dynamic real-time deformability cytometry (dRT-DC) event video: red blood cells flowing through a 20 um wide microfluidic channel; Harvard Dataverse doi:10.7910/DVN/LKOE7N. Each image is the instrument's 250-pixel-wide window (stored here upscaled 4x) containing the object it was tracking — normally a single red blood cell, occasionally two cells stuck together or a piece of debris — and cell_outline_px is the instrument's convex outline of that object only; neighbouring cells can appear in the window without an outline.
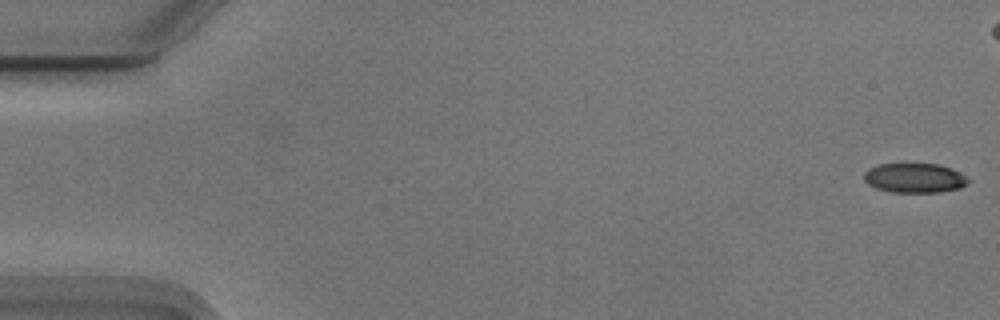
{"species": "Egyptian fruit bat (a non-hibernating species)", "species_latin": "Rousettus aegyptiacus", "temperature_condition": "cold", "stored_images_in_passage": 49, "camera_frame_rate_fps": 3000, "um_per_image_px": 0.085, "animal": {"sex": "male"}, "frame": {"image": 1, "passage_image": 1, "time_ms": 0.0, "image_size_px": [1000, 320], "cell_outline_px": [[972, 180], [968, 184], [960, 188], [940, 192], [892, 192], [876, 188], [868, 184], [864, 180], [864, 172], [868, 168], [880, 164], [940, 164], [952, 168], [960, 172]], "centroid_in_image_um": [77.78, 15.12], "position_along_channel_um": 7.2, "area_um2": 18.15}}
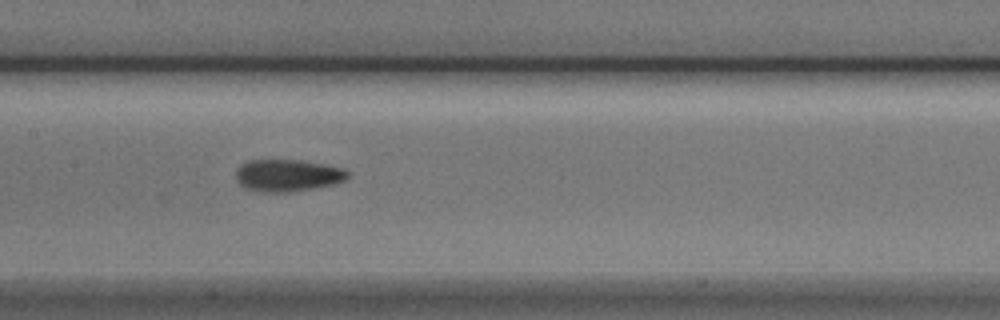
{"frame": {"image": 2, "passage_image": 27, "time_ms": 8.667, "image_size_px": [1000, 320], "cell_outline_px": [[348, 176], [344, 180], [332, 184], [312, 188], [288, 192], [260, 192], [244, 188], [236, 180], [236, 168], [240, 164], [248, 160], [300, 160], [324, 164], [344, 168], [348, 172]], "centroid_in_image_um": [24.39, 14.9], "position_along_channel_um": 183.0, "area_um2": 20.92}}
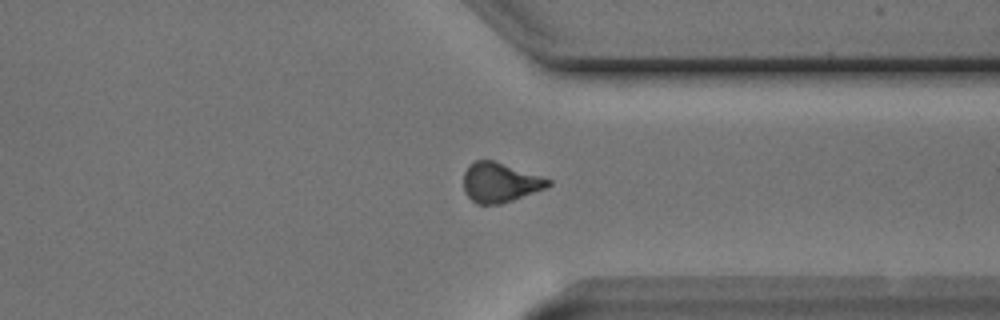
{"frame": {"image": 3, "passage_image": 42, "time_ms": 13.667, "image_size_px": [1000, 320], "cell_outline_px": [[552, 184], [544, 188], [512, 200], [500, 204], [476, 204], [464, 192], [464, 172], [468, 164], [476, 160], [492, 160], [552, 180]], "centroid_in_image_um": [42.45, 15.51], "position_along_channel_um": 368.9, "area_um2": 19.25}, "authors_computed_cell_mechanics": {"area_um2": 19.652, "velocity_mm_per_s": 3.7427, "shape_relaxation_time_tau1_ms": 3.6481, "shape_relaxation_time_tau2_ms": 4.6432, "deformation_change_tau1": 0.1028, "deformation_change_tau2": 0.1217}}